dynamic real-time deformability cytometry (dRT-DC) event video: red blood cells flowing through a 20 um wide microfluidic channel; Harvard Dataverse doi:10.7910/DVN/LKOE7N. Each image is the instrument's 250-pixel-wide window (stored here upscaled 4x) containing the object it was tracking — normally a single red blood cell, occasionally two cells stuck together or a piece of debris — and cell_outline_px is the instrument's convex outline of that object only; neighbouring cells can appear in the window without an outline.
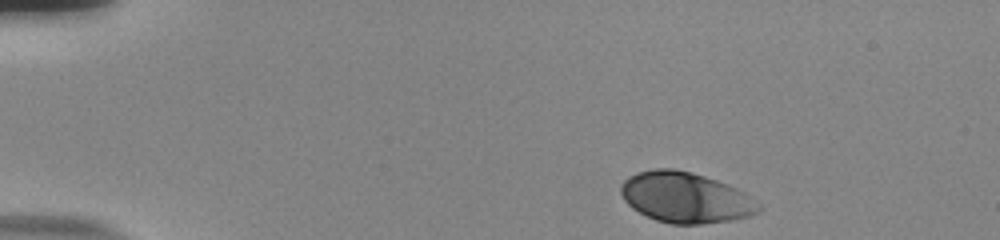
{"species": "human", "species_latin": "Homo sapiens", "temperature_condition": "room temperature", "stored_images_in_passage": 47, "camera_frame_rate_fps": 3000, "um_per_image_px": 0.085, "donor": {"sex": "male"}, "frame": {"image": 1, "passage_image": 1, "time_ms": 0.0, "image_size_px": [1000, 240], "cell_outline_px": [[764, 208], [748, 216], [728, 220], [700, 224], [672, 224], [656, 220], [632, 208], [624, 200], [620, 192], [620, 184], [628, 176], [636, 172], [652, 168], [672, 168], [692, 172], [728, 184], [744, 192], [760, 204]], "centroid_in_image_um": [58.23, 16.77], "position_along_channel_um": 26.8, "area_um2": 40.63}}
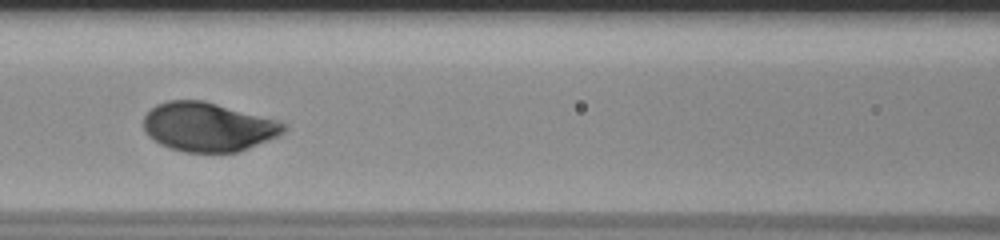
{"frame": {"image": 2, "passage_image": 18, "time_ms": 5.667, "image_size_px": [1000, 240], "cell_outline_px": [[288, 128], [280, 136], [248, 148], [236, 152], [184, 152], [168, 148], [160, 144], [148, 136], [144, 132], [144, 116], [156, 104], [168, 100], [204, 100], [276, 120], [288, 124]], "centroid_in_image_um": [17.69, 10.79], "position_along_channel_um": 148.9, "area_um2": 40.17}}
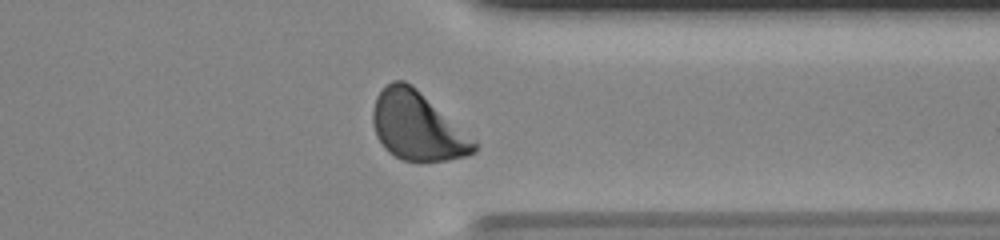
{"frame": {"image": 3, "passage_image": 36, "time_ms": 11.667, "image_size_px": [1000, 240], "cell_outline_px": [[476, 152], [468, 156], [448, 160], [420, 164], [404, 160], [388, 152], [384, 148], [376, 136], [372, 124], [372, 108], [376, 96], [392, 80], [404, 80], [412, 84], [476, 140]], "centroid_in_image_um": [35.47, 10.76], "position_along_channel_um": 375.9, "area_um2": 40.98}, "authors_computed_cell_mechanics": {"area_um2": 39.882, "velocity_mm_per_s": 3.7978, "shape_relaxation_time_tau1_ms": 2.597, "shape_relaxation_time_tau2_ms": null, "deformation_change_tau1": 0.1568, "deformation_change_tau2": null}}